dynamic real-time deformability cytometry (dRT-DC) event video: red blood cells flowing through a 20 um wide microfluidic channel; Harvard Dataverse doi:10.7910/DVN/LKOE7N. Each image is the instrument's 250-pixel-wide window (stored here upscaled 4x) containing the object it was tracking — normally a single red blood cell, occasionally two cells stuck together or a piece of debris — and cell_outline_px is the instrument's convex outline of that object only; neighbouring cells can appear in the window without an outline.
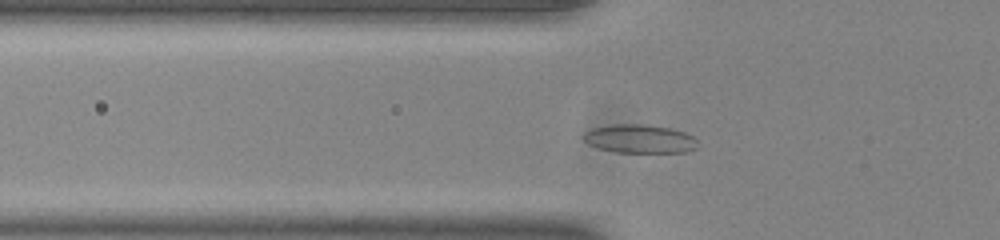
{"species": "common noctule bat (a hibernating species)", "species_latin": "Nyctalus noctula", "temperature_condition": "room temperature", "stored_images_in_passage": 45, "camera_frame_rate_fps": 3000, "um_per_image_px": 0.085, "animal": {"sex": "male", "body_mass_g": 20.0, "forearm_length_mm": 53.3}, "frame": {"image": 1, "passage_image": 10, "time_ms": 3.0, "image_size_px": [1000, 240], "cell_outline_px": [[696, 148], [684, 152], [616, 152], [600, 148], [588, 144], [584, 140], [584, 132], [592, 128], [612, 124], [644, 124], [672, 128], [684, 132], [692, 136], [696, 140]], "centroid_in_image_um": [54.35, 11.79], "position_along_channel_um": 71.4, "area_um2": 18.9}}
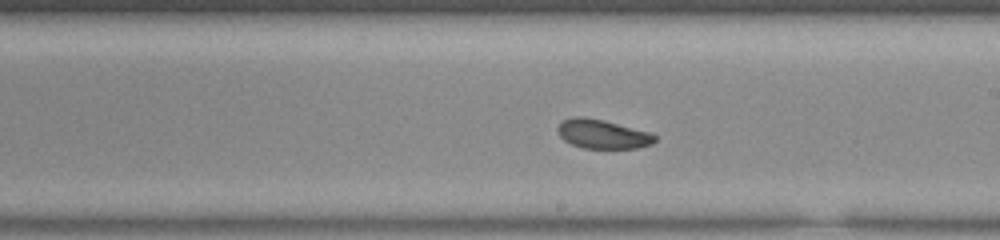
{"frame": {"image": 2, "passage_image": 23, "time_ms": 7.333, "image_size_px": [1000, 240], "cell_outline_px": [[656, 140], [652, 144], [636, 148], [584, 148], [572, 144], [564, 140], [556, 132], [556, 128], [564, 120], [572, 116], [584, 116], [604, 120], [652, 132], [656, 136]], "centroid_in_image_um": [51.22, 11.38], "position_along_channel_um": 237.8, "area_um2": 16.65}}
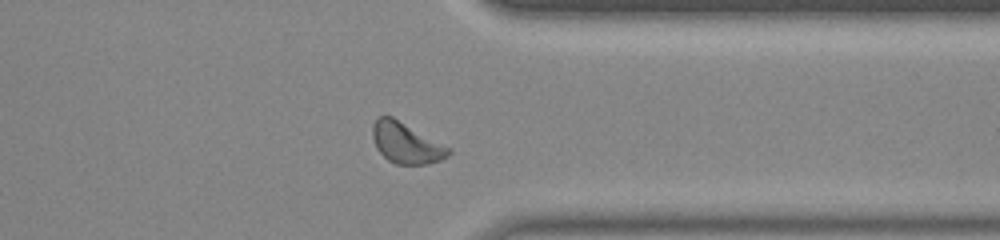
{"frame": {"image": 3, "passage_image": 34, "time_ms": 11.0, "image_size_px": [1000, 240], "cell_outline_px": [[452, 152], [448, 156], [440, 160], [428, 164], [396, 164], [388, 160], [376, 148], [372, 136], [372, 124], [376, 116], [392, 116], [452, 148]], "centroid_in_image_um": [34.52, 12.14], "position_along_channel_um": 376.9, "area_um2": 18.26}, "authors_computed_cell_mechanics": {"area_um2": 17.2244, "velocity_mm_per_s": 3.8498, "shape_relaxation_time_tau1_ms": 5.4374, "shape_relaxation_time_tau2_ms": 3.1148, "deformation_change_tau1": 0.1208, "deformation_change_tau2": 0.0877}}